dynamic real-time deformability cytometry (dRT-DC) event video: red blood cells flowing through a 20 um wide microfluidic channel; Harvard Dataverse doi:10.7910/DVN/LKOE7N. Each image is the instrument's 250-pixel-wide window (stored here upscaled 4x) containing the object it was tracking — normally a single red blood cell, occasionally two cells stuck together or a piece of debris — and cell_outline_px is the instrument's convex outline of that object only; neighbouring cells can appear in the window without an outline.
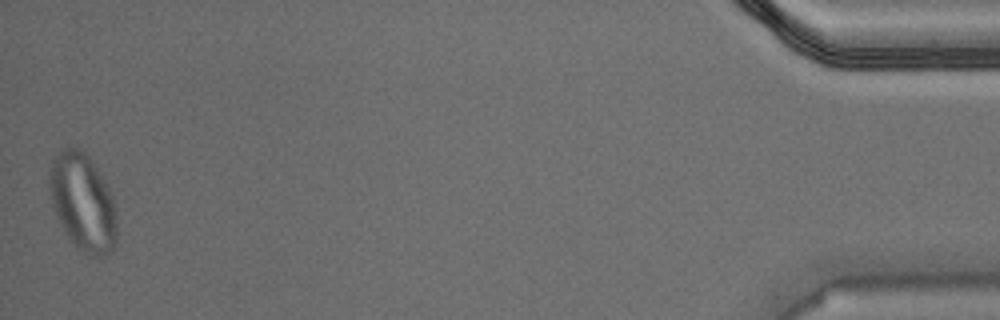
{"species": "Egyptian fruit bat (a non-hibernating species)", "species_latin": "Rousettus aegyptiacus", "temperature_condition": "warm", "stored_images_in_passage": 46, "camera_frame_rate_fps": 3000, "um_per_image_px": 0.085, "animal": {"sex": "male"}, "frame": {"image": 1, "passage_image": 46, "time_ms": 15.0, "image_size_px": [1000, 320], "cell_outline_px": [[116, 240], [112, 252], [100, 260], [88, 256], [76, 248], [68, 240], [56, 216], [52, 204], [48, 188], [52, 160], [64, 148], [80, 148], [88, 156], [104, 180], [112, 196], [116, 208]], "centroid_in_image_um": [7.04, 17.29], "position_along_channel_um": 428.2, "area_um2": 38.73}}